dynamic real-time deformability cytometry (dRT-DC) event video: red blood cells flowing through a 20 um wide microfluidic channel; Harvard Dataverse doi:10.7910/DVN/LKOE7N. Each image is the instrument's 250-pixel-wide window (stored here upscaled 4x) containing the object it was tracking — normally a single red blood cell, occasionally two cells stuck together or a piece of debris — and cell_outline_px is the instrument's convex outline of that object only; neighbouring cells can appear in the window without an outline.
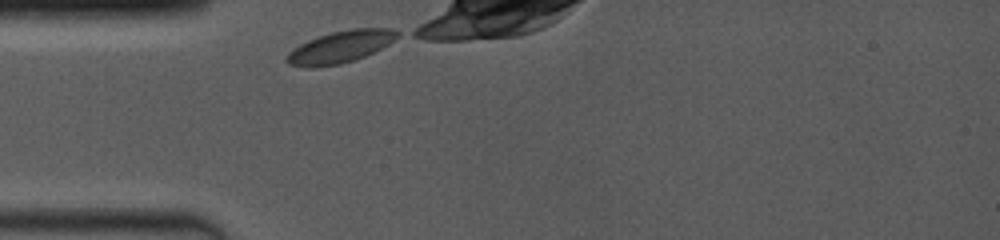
{"species": "common noctule bat (a hibernating species)", "species_latin": "Nyctalus noctula", "temperature_condition": "room temperature", "stored_images_in_passage": 31, "camera_frame_rate_fps": 4000, "um_per_image_px": 0.085, "animal": {"sex": "female", "body_mass_g": 19.0, "forearm_length_mm": 53.3}, "frame": {"image": 1, "passage_image": 1, "time_ms": 0.0, "image_size_px": [1000, 240], "cell_outline_px": [[400, 36], [388, 44], [364, 56], [340, 64], [312, 68], [304, 68], [288, 64], [284, 60], [288, 52], [300, 44], [308, 40], [332, 32], [352, 28], [392, 28], [400, 32]], "centroid_in_image_um": [28.9, 3.99], "position_along_channel_um": 56.1, "area_um2": 20.63}}
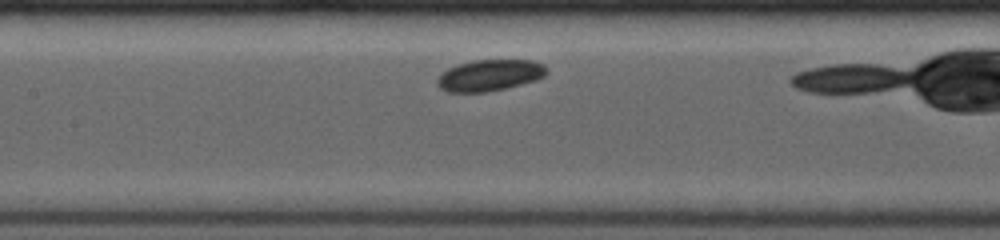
{"frame": {"image": 2, "passage_image": 10, "time_ms": 3.0, "image_size_px": [1000, 240], "cell_outline_px": [[548, 72], [544, 76], [536, 80], [504, 88], [484, 92], [448, 92], [440, 88], [436, 84], [436, 80], [448, 68], [456, 64], [472, 60], [532, 60], [544, 64], [548, 68]], "centroid_in_image_um": [41.63, 6.39], "position_along_channel_um": 165.8, "area_um2": 20.0}}
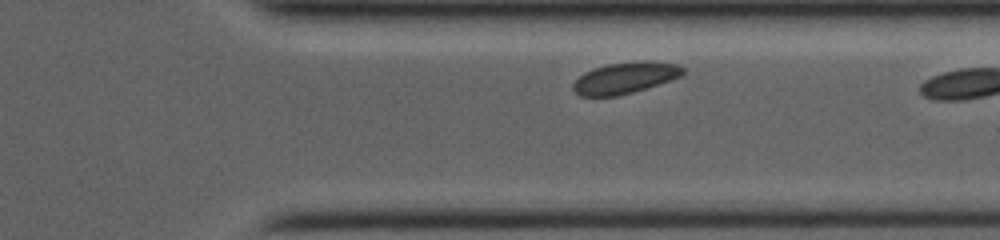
{"frame": {"image": 3, "passage_image": 26, "time_ms": 8.0, "image_size_px": [1000, 240], "cell_outline_px": [[684, 76], [632, 92], [616, 96], [580, 96], [572, 88], [572, 84], [584, 72], [592, 68], [608, 64], [648, 60], [676, 64], [684, 68]], "centroid_in_image_um": [53.14, 6.61], "position_along_channel_um": 358.3, "area_um2": 20.0}}